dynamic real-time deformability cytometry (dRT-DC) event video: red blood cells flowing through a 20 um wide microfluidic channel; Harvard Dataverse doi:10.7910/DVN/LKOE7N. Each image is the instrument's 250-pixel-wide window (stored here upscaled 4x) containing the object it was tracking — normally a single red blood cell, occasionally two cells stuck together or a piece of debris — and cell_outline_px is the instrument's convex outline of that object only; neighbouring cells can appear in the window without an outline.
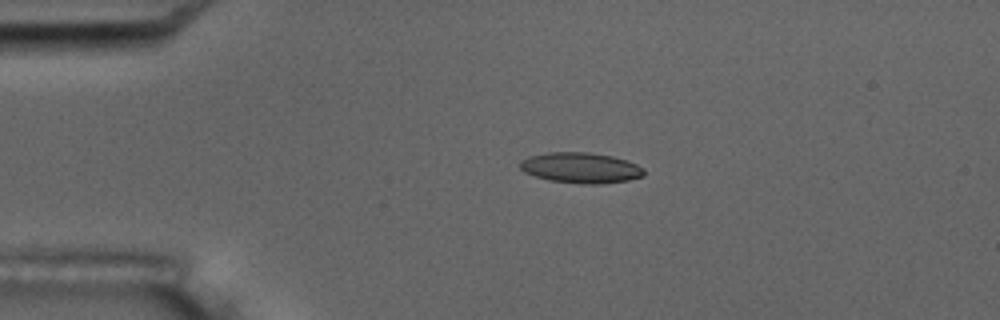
{"species": "common noctule bat (a hibernating species)", "species_latin": "Nyctalus noctula", "temperature_condition": "room temperature", "stored_images_in_passage": 4, "camera_frame_rate_fps": 3000, "um_per_image_px": 0.085, "animal": {"sex": "male", "body_mass_g": 17.5, "forearm_length_mm": 52.3}, "frame": {"image": 1, "passage_image": 3, "time_ms": 3.0, "image_size_px": [1000, 320], "cell_outline_px": [[644, 176], [628, 180], [600, 184], [580, 184], [548, 180], [524, 172], [520, 168], [520, 160], [528, 156], [548, 152], [588, 152], [612, 156], [628, 160], [644, 168]], "centroid_in_image_um": [49.36, 14.26], "position_along_channel_um": 35.6, "area_um2": 22.25}}